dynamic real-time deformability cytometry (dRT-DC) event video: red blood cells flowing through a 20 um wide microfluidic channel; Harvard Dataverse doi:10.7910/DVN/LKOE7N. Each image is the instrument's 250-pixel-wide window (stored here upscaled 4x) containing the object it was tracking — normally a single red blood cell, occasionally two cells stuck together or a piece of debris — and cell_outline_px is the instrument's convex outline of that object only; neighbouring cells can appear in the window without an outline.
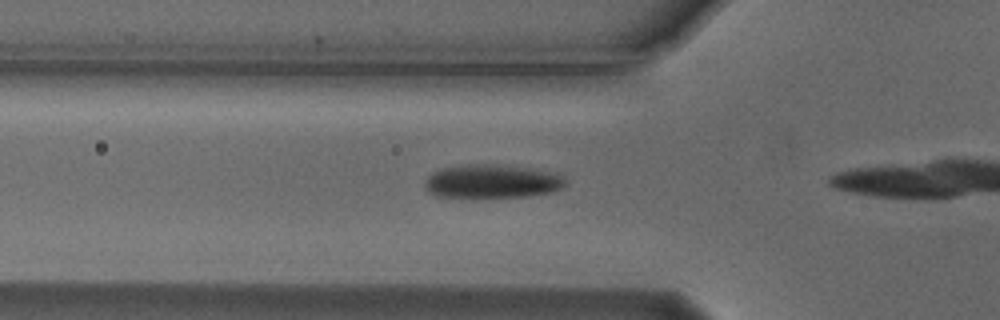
{"species": "Egyptian fruit bat (a non-hibernating species)", "species_latin": "Rousettus aegyptiacus", "temperature_condition": "cold", "stored_images_in_passage": 17, "camera_frame_rate_fps": 3000, "um_per_image_px": 0.085, "animal": {"sex": "male"}, "frame": {"image": 1, "passage_image": 12, "time_ms": 3.667, "image_size_px": [1000, 320], "cell_outline_px": [[564, 184], [560, 188], [552, 192], [528, 196], [436, 196], [428, 192], [424, 188], [424, 180], [432, 172], [440, 168], [468, 164], [484, 164], [528, 168], [548, 172], [564, 176]], "centroid_in_image_um": [41.74, 15.41], "position_along_channel_um": 84.1, "area_um2": 26.99}}
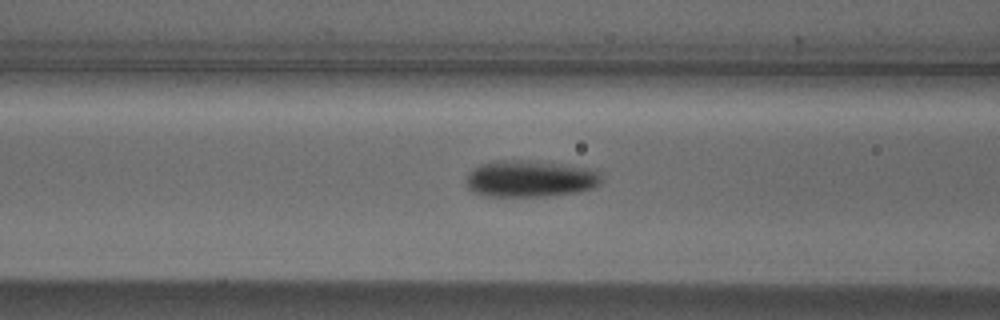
{"frame": {"image": 2, "passage_image": 15, "time_ms": 4.667, "image_size_px": [1000, 320], "cell_outline_px": [[600, 184], [592, 188], [576, 192], [548, 196], [480, 196], [468, 188], [464, 180], [468, 172], [472, 168], [480, 164], [492, 160], [532, 160], [592, 168], [600, 176]], "centroid_in_image_um": [44.98, 15.18], "position_along_channel_um": 121.6, "area_um2": 29.3}}